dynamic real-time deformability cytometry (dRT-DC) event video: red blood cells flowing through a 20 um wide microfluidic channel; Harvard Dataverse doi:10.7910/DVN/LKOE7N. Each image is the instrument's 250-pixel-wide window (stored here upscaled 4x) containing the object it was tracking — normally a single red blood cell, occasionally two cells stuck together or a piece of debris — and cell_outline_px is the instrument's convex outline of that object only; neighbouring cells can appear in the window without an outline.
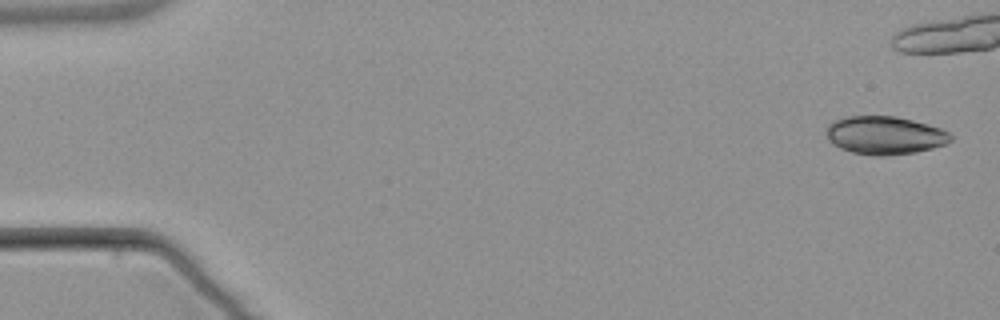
{"species": "common noctule bat (a hibernating species)", "species_latin": "Nyctalus noctula", "temperature_condition": "warm", "stored_images_in_passage": 8, "camera_frame_rate_fps": 3000, "um_per_image_px": 0.085, "animal": {"sex": "male", "body_mass_g": 21.5, "forearm_length_mm": 52.0}, "frame": {"image": 1, "passage_image": 1, "time_ms": 0.0, "image_size_px": [1000, 320], "cell_outline_px": [[952, 140], [944, 144], [932, 148], [916, 152], [888, 156], [872, 156], [852, 152], [840, 148], [832, 144], [828, 140], [828, 124], [844, 116], [896, 116], [928, 124], [940, 128], [948, 132], [952, 136]], "centroid_in_image_um": [75.21, 11.51], "position_along_channel_um": 9.8, "area_um2": 27.69}}